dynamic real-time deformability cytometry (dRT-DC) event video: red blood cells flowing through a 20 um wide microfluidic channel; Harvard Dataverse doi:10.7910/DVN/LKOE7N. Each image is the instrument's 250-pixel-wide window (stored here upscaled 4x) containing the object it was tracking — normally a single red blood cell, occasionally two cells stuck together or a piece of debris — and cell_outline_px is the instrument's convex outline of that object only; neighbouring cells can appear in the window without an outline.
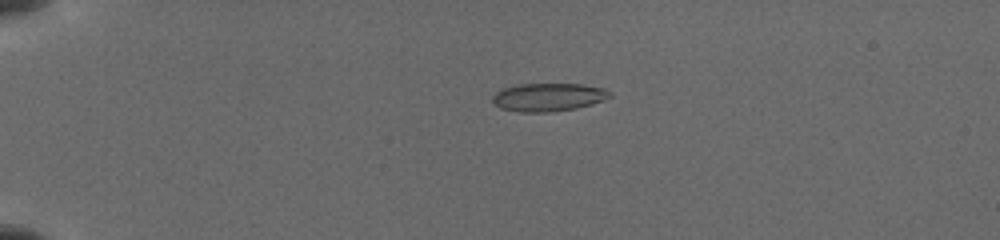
{"species": "common noctule bat (a hibernating species)", "species_latin": "Nyctalus noctula", "temperature_condition": "cold", "stored_images_in_passage": 12, "camera_frame_rate_fps": 3000, "um_per_image_px": 0.085, "animal": {"sex": "female", "body_mass_g": 19.5, "forearm_length_mm": 54.1}, "frame": {"image": 1, "passage_image": 4, "time_ms": 3.667, "image_size_px": [1000, 240], "cell_outline_px": [[612, 96], [576, 108], [548, 112], [520, 112], [500, 108], [492, 100], [492, 96], [496, 92], [504, 88], [520, 84], [580, 84], [604, 88], [612, 92]], "centroid_in_image_um": [46.58, 8.25], "position_along_channel_um": 38.4, "area_um2": 18.96}}
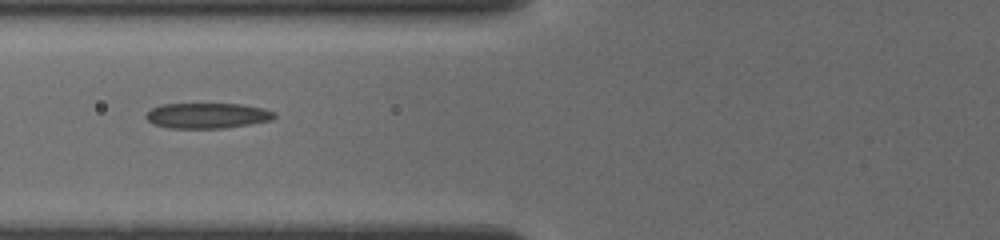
{"frame": {"image": 2, "passage_image": 7, "time_ms": 7.0, "image_size_px": [1000, 240], "cell_outline_px": [[276, 116], [272, 120], [224, 128], [168, 128], [152, 124], [144, 116], [152, 108], [160, 104], [240, 104], [260, 108], [272, 112]], "centroid_in_image_um": [17.55, 9.83], "position_along_channel_um": 108.2, "area_um2": 18.84}}
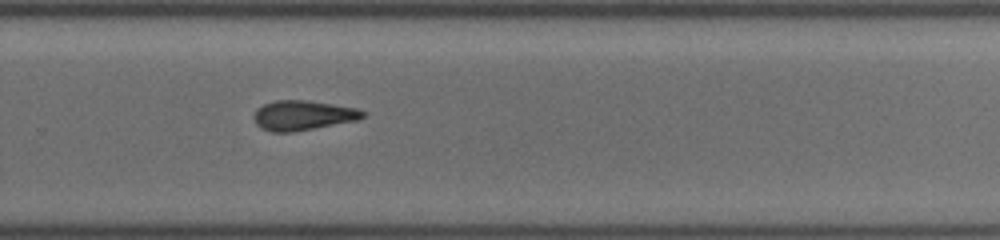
{"frame": {"image": 3, "passage_image": 12, "time_ms": 12.0, "image_size_px": [1000, 240], "cell_outline_px": [[364, 116], [360, 120], [292, 132], [272, 132], [260, 128], [256, 124], [252, 116], [256, 108], [264, 104], [276, 100], [304, 100], [332, 104], [356, 108], [364, 112]], "centroid_in_image_um": [25.71, 9.81], "position_along_channel_um": 304.1, "area_um2": 18.96}}